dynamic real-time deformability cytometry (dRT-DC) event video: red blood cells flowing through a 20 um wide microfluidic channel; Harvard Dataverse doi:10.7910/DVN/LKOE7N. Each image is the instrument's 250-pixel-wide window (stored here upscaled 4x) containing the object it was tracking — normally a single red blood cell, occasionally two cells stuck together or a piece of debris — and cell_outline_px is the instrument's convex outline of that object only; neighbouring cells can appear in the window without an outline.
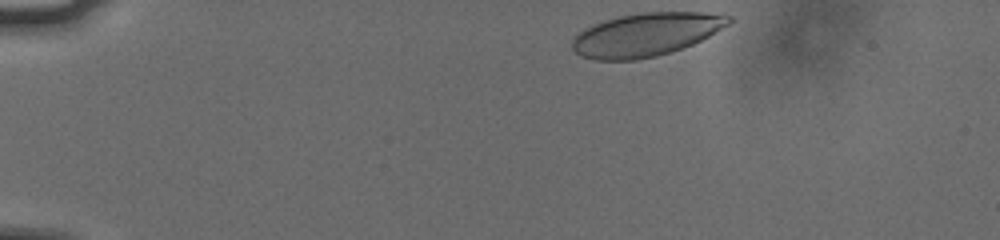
{"species": "human", "species_latin": "Homo sapiens", "temperature_condition": "cold", "stored_images_in_passage": 40, "camera_frame_rate_fps": 3000, "um_per_image_px": 0.085, "donor": {"sex": "male"}, "frame": {"image": 1, "passage_image": 1, "time_ms": 0.0, "image_size_px": [1000, 240], "cell_outline_px": [[732, 20], [728, 24], [708, 36], [692, 44], [656, 56], [636, 60], [596, 60], [580, 56], [572, 48], [572, 40], [584, 28], [604, 20], [620, 16], [640, 12], [724, 12], [732, 16]], "centroid_in_image_um": [54.92, 2.92], "position_along_channel_um": 30.1, "area_um2": 39.42}}
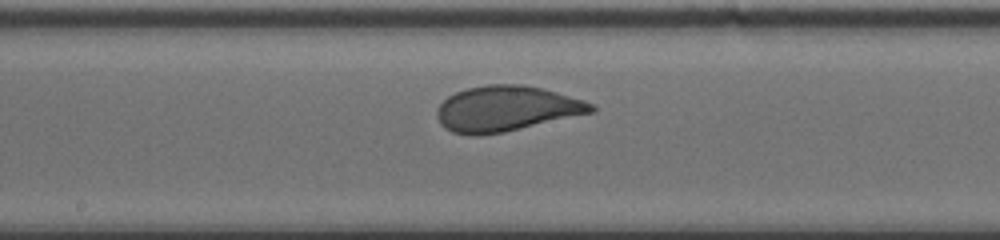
{"frame": {"image": 2, "passage_image": 22, "time_ms": 7.0, "image_size_px": [1000, 240], "cell_outline_px": [[596, 108], [592, 112], [504, 132], [480, 136], [472, 136], [452, 132], [444, 128], [440, 124], [436, 116], [436, 108], [448, 96], [456, 92], [468, 88], [488, 84], [520, 84], [540, 88], [556, 92], [584, 100], [592, 104]], "centroid_in_image_um": [42.97, 9.24], "position_along_channel_um": 205.2, "area_um2": 40.69}}
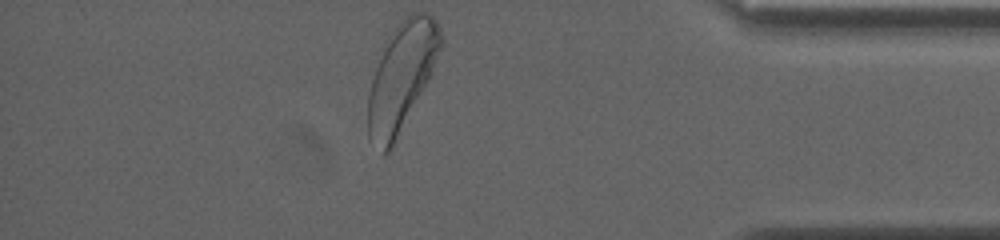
{"frame": {"image": 3, "passage_image": 40, "time_ms": 13.0, "image_size_px": [1000, 240], "cell_outline_px": [[444, 40], [432, 72], [428, 80], [392, 148], [384, 156], [368, 140], [368, 96], [380, 48], [388, 36], [400, 20], [412, 12], [424, 12], [432, 16], [436, 20], [440, 28]], "centroid_in_image_um": [34.12, 6.51], "position_along_channel_um": 401.1, "area_um2": 46.07}, "authors_computed_cell_mechanics": {"area_um2": 40.6623, "velocity_mm_per_s": 3.724, "shape_relaxation_time_tau1_ms": 3.6746, "shape_relaxation_time_tau2_ms": null, "deformation_change_tau1": 0.1421, "deformation_change_tau2": null}}